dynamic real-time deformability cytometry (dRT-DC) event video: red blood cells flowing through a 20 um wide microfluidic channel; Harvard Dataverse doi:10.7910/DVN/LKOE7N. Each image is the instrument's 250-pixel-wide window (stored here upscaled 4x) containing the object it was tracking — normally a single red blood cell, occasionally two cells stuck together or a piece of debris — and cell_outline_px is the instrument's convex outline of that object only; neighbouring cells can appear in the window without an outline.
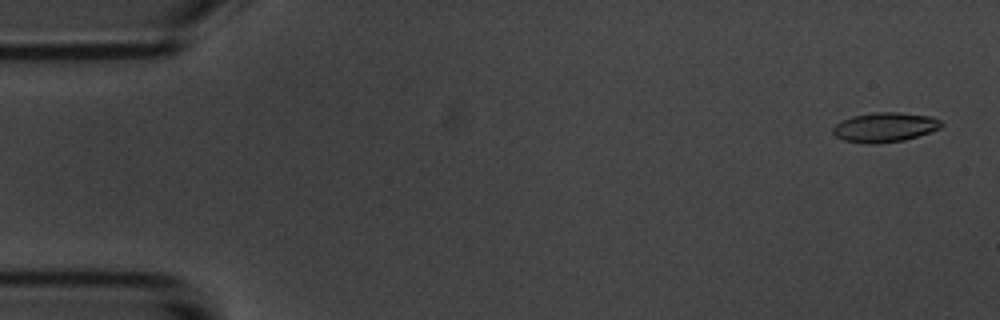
{"species": "common noctule bat (a hibernating species)", "species_latin": "Nyctalus noctula", "temperature_condition": "room temperature", "stored_images_in_passage": 5, "camera_frame_rate_fps": 3000, "um_per_image_px": 0.085, "animal": {"sex": "male", "body_mass_g": 20.1, "forearm_length_mm": 53.5}, "frame": {"image": 1, "passage_image": 1, "time_ms": 0.0, "image_size_px": [1000, 320], "cell_outline_px": [[944, 124], [940, 128], [904, 140], [876, 144], [868, 144], [844, 140], [836, 136], [832, 132], [832, 128], [840, 120], [852, 116], [872, 112], [896, 112], [932, 116], [940, 120]], "centroid_in_image_um": [75.18, 10.81], "position_along_channel_um": 9.8, "area_um2": 18.73}}
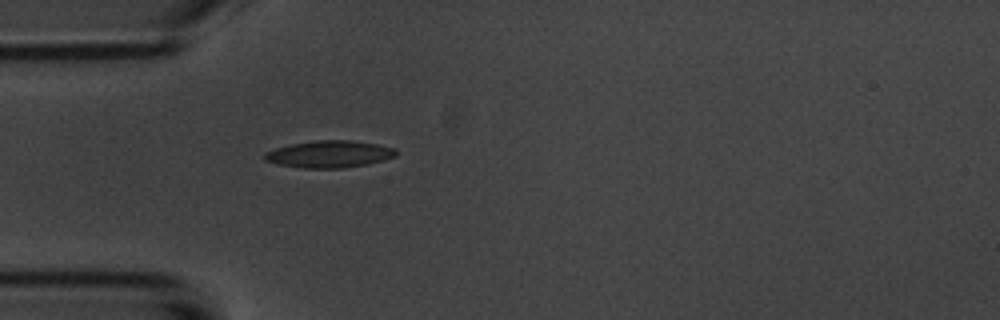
{"frame": {"image": 2, "passage_image": 5, "time_ms": 4.667, "image_size_px": [1000, 320], "cell_outline_px": [[396, 156], [384, 160], [368, 164], [344, 168], [304, 168], [280, 164], [264, 160], [264, 152], [276, 148], [292, 144], [316, 140], [348, 140], [376, 144], [396, 148]], "centroid_in_image_um": [28.01, 13.1], "position_along_channel_um": 57.0, "area_um2": 20.58}}